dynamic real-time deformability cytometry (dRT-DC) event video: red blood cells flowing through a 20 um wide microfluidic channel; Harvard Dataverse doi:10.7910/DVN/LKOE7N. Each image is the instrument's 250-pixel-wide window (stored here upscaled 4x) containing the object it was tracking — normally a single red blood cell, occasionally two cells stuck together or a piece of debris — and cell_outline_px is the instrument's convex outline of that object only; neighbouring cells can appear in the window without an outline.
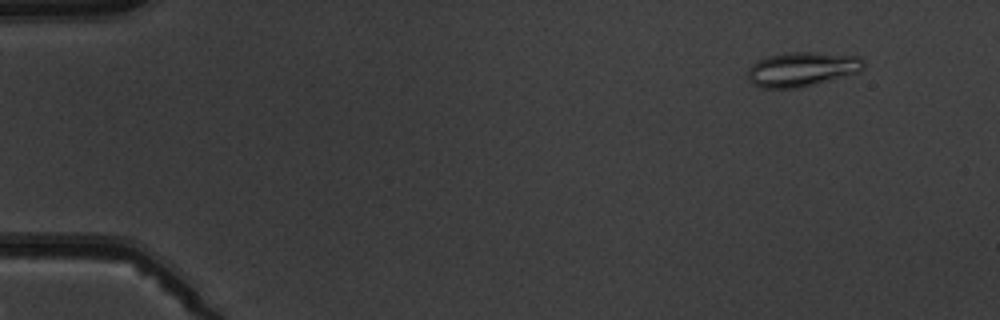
{"species": "common noctule bat (a hibernating species)", "species_latin": "Nyctalus noctula", "temperature_condition": "warm", "stored_images_in_passage": 5, "camera_frame_rate_fps": 3000, "um_per_image_px": 0.085, "animal": {"sex": "male", "body_mass_g": 19.5, "forearm_length_mm": 54.6}, "frame": {"image": 1, "passage_image": 2, "time_ms": 1.333, "image_size_px": [1000, 320], "cell_outline_px": [[864, 64], [860, 72], [800, 88], [760, 88], [748, 80], [748, 68], [752, 64], [768, 56], [788, 52], [812, 52], [860, 56], [864, 60]], "centroid_in_image_um": [68.17, 5.89], "position_along_channel_um": 16.8, "area_um2": 23.29}}
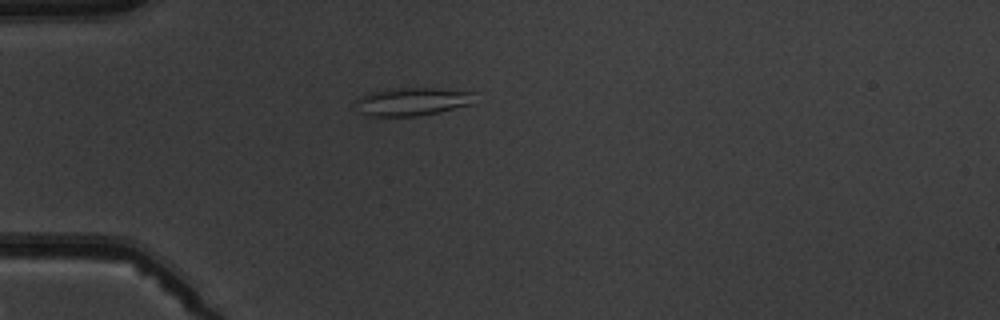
{"frame": {"image": 2, "passage_image": 5, "time_ms": 4.667, "image_size_px": [1000, 320], "cell_outline_px": [[472, 104], [436, 112], [416, 116], [368, 116], [360, 112], [356, 100], [360, 96], [368, 92], [388, 88], [440, 88], [472, 92]], "centroid_in_image_um": [34.98, 8.62], "position_along_channel_um": 50.0, "area_um2": 19.31}}